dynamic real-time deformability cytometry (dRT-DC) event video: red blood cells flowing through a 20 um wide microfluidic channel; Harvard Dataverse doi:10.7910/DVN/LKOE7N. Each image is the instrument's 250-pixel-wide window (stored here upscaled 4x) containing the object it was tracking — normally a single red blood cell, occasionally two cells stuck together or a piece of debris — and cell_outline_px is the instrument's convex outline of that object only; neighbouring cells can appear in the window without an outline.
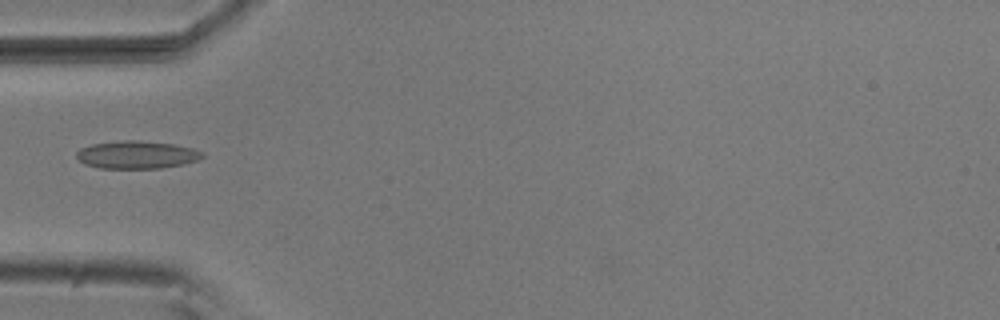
{"species": "common noctule bat (a hibernating species)", "species_latin": "Nyctalus noctula", "temperature_condition": "room temperature", "stored_images_in_passage": 5, "camera_frame_rate_fps": 3000, "um_per_image_px": 0.085, "animal": {"sex": "male", "body_mass_g": 20.5, "forearm_length_mm": 52.5}, "frame": {"image": 1, "passage_image": 5, "time_ms": 1.333, "image_size_px": [1000, 320], "cell_outline_px": [[204, 156], [196, 160], [184, 164], [160, 168], [100, 168], [84, 164], [76, 156], [76, 152], [80, 148], [92, 144], [124, 140], [136, 140], [176, 144], [192, 148], [204, 152]], "centroid_in_image_um": [11.63, 13.15], "position_along_channel_um": 73.4, "area_um2": 20.35}}